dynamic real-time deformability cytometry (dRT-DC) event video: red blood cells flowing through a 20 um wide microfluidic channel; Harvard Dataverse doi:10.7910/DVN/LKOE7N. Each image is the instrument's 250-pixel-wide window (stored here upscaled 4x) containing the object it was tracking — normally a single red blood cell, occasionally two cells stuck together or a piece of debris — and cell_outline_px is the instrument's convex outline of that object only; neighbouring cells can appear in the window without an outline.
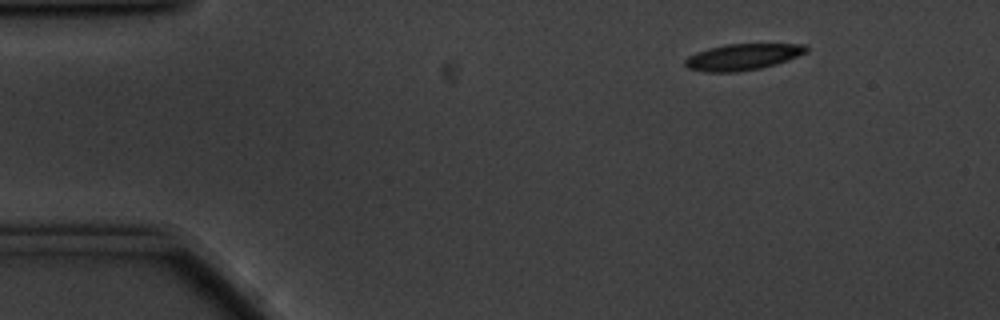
{"species": "common noctule bat (a hibernating species)", "species_latin": "Nyctalus noctula", "temperature_condition": "cold", "stored_images_in_passage": 51, "camera_frame_rate_fps": 3000, "um_per_image_px": 0.085, "animal": {"sex": "male", "body_mass_g": 20.1, "forearm_length_mm": 53.5}, "frame": {"image": 1, "passage_image": 1, "time_ms": 0.0, "image_size_px": [1000, 320], "cell_outline_px": [[808, 52], [788, 60], [776, 64], [760, 68], [736, 72], [708, 72], [688, 68], [684, 64], [684, 60], [688, 56], [696, 52], [708, 48], [724, 44], [804, 44], [808, 48]], "centroid_in_image_um": [63.12, 4.83], "position_along_channel_um": 21.9, "area_um2": 18.61}}
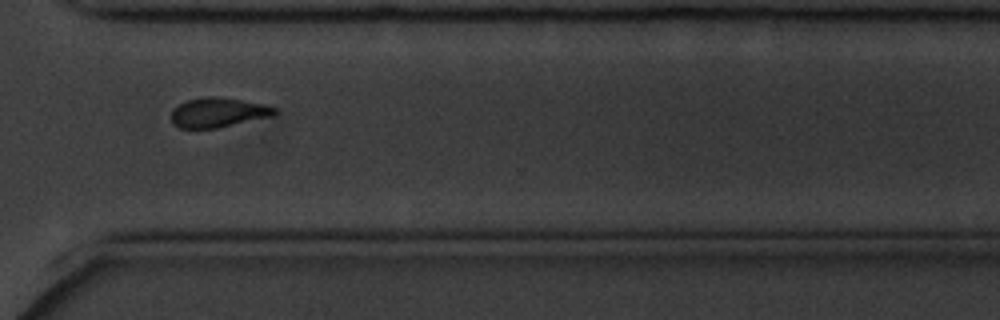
{"frame": {"image": 2, "passage_image": 36, "time_ms": 11.667, "image_size_px": [1000, 320], "cell_outline_px": [[276, 112], [272, 116], [216, 128], [180, 128], [172, 124], [168, 116], [172, 108], [188, 100], [208, 96], [212, 96], [240, 100], [264, 104], [276, 108]], "centroid_in_image_um": [18.46, 9.57], "position_along_channel_um": 352.1, "area_um2": 17.8}}
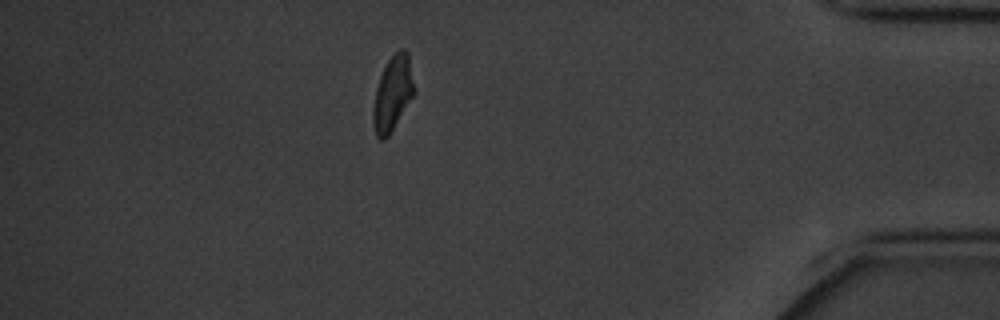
{"frame": {"image": 3, "passage_image": 44, "time_ms": 14.333, "image_size_px": [1000, 320], "cell_outline_px": [[416, 92], [388, 136], [384, 140], [380, 140], [376, 136], [372, 124], [372, 112], [376, 88], [380, 76], [388, 60], [400, 48], [404, 48], [408, 52]], "centroid_in_image_um": [33.38, 7.95], "position_along_channel_um": 401.8, "area_um2": 17.98}, "authors_computed_cell_mechanics": {"area_um2": 18.6116, "velocity_mm_per_s": 3.454, "shape_relaxation_time_tau1_ms": 6.2607, "shape_relaxation_time_tau2_ms": 9.5258, "deformation_change_tau1": 0.1593, "deformation_change_tau2": 0.1522}}